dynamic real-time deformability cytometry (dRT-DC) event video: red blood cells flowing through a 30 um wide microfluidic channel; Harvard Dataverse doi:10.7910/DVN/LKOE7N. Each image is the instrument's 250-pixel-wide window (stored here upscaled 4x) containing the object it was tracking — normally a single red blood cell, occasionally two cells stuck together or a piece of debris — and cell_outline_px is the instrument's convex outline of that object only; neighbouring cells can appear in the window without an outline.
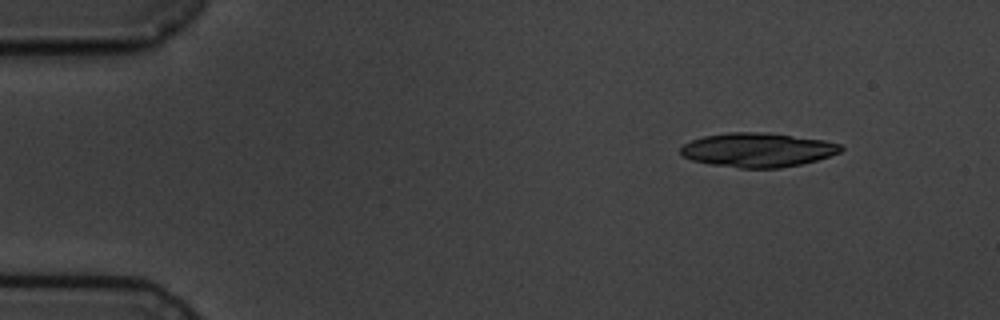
{"species": "common noctule bat (a hibernating species)", "species_latin": "Nyctalus noctula", "temperature_condition": "cold", "stored_images_in_passage": 5, "camera_frame_rate_fps": 3000, "um_per_image_px": 0.085, "animal": {"sex": "male", "body_mass_g": 19.5, "forearm_length_mm": 54.6}, "frame": {"image": 1, "passage_image": 2, "time_ms": 1.333, "image_size_px": [1000, 320], "cell_outline_px": [[844, 148], [840, 152], [816, 160], [800, 164], [780, 168], [740, 168], [712, 164], [692, 160], [684, 156], [680, 152], [680, 148], [684, 144], [692, 140], [704, 136], [728, 132], [760, 132], [824, 140], [840, 144]], "centroid_in_image_um": [64.39, 12.74], "position_along_channel_um": 20.6, "area_um2": 31.56}}